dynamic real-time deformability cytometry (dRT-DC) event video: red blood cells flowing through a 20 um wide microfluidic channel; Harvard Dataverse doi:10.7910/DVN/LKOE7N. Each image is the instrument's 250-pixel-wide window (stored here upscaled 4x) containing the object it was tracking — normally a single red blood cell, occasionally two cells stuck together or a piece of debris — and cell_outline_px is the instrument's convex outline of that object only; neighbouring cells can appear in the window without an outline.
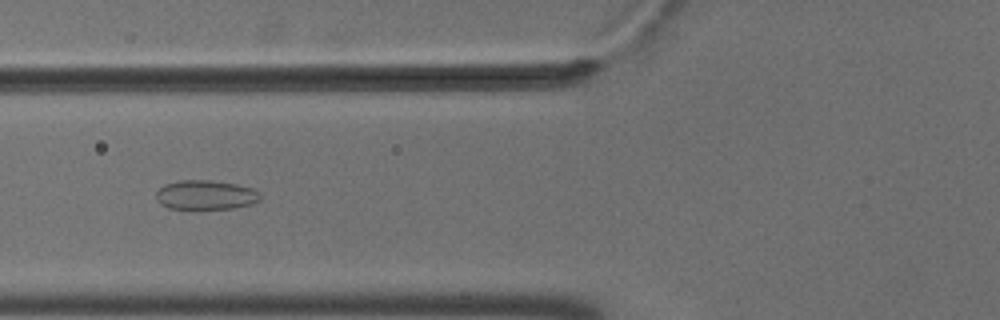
{"species": "common noctule bat (a hibernating species)", "species_latin": "Nyctalus noctula", "temperature_condition": "cold", "stored_images_in_passage": 54, "camera_frame_rate_fps": 3000, "um_per_image_px": 0.085, "animal": {"sex": "male", "body_mass_g": 18.8}, "frame": {"image": 1, "passage_image": 21, "time_ms": 6.667, "image_size_px": [1000, 320], "cell_outline_px": [[260, 200], [252, 204], [232, 208], [192, 212], [168, 208], [160, 204], [156, 200], [156, 192], [164, 184], [180, 180], [212, 180], [236, 184], [252, 188], [260, 192]], "centroid_in_image_um": [17.44, 16.62], "position_along_channel_um": 108.4, "area_um2": 18.73}}
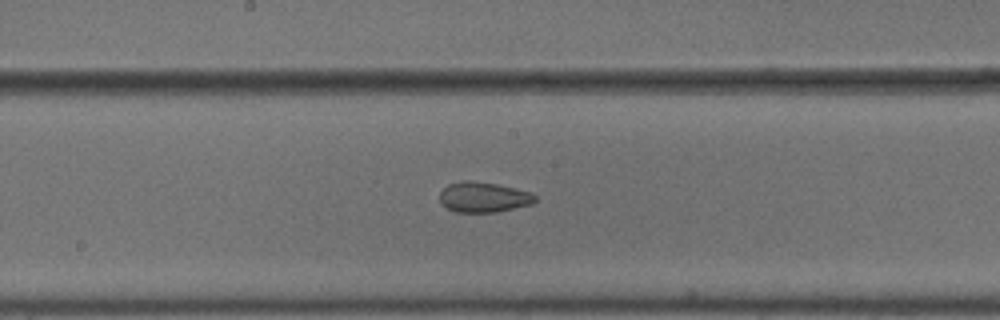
{"frame": {"image": 2, "passage_image": 29, "time_ms": 9.333, "image_size_px": [1000, 320], "cell_outline_px": [[536, 200], [532, 204], [496, 212], [456, 212], [440, 204], [440, 192], [448, 184], [460, 180], [472, 180], [496, 184], [528, 192], [536, 196]], "centroid_in_image_um": [41.05, 16.75], "position_along_channel_um": 207.2, "area_um2": 16.76}}
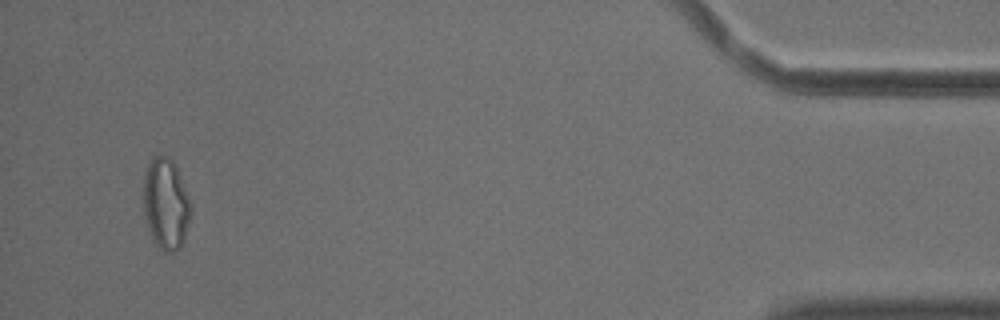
{"frame": {"image": 3, "passage_image": 52, "time_ms": 17.0, "image_size_px": [1000, 320], "cell_outline_px": [[192, 212], [180, 248], [172, 252], [164, 252], [156, 244], [152, 236], [144, 216], [144, 176], [148, 164], [152, 156], [168, 156], [172, 160], [176, 168], [184, 188]], "centroid_in_image_um": [14.08, 17.33], "position_along_channel_um": 421.1, "area_um2": 24.57}, "authors_computed_cell_mechanics": {"area_um2": 20.4612, "velocity_mm_per_s": 3.6823, "shape_relaxation_time_tau1_ms": null, "shape_relaxation_time_tau2_ms": 3.7787, "deformation_change_tau1": null, "deformation_change_tau2": 0.0876}}